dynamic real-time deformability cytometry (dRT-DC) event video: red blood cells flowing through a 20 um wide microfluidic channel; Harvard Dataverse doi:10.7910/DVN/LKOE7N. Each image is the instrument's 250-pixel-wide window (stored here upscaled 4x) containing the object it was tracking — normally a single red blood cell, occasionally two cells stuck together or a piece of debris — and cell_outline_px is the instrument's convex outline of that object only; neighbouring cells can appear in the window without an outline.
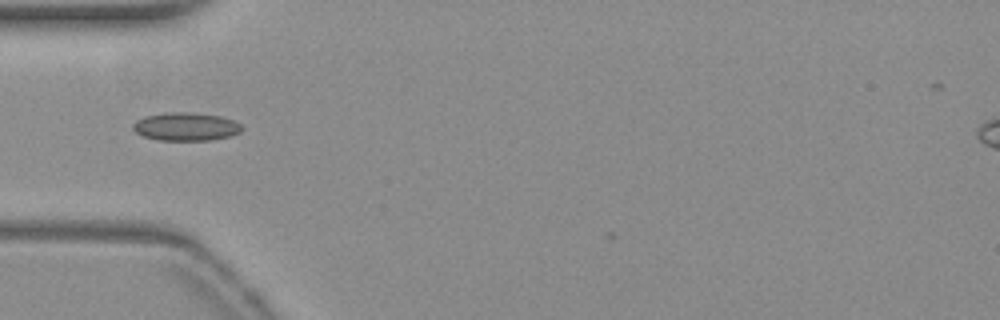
{"species": "common noctule bat (a hibernating species)", "species_latin": "Nyctalus noctula", "temperature_condition": "warm", "stored_images_in_passage": 37, "camera_frame_rate_fps": 3000, "um_per_image_px": 0.085, "animal": {"sex": "female", "body_mass_g": 19.3, "forearm_length_mm": 54.1}, "frame": {"image": 1, "passage_image": 3, "time_ms": 0.667, "image_size_px": [1000, 320], "cell_outline_px": [[244, 128], [240, 132], [228, 136], [212, 140], [160, 140], [144, 136], [136, 132], [132, 128], [132, 124], [136, 120], [144, 116], [168, 112], [188, 112], [220, 116], [232, 120], [240, 124]], "centroid_in_image_um": [15.78, 10.76], "position_along_channel_um": 69.2, "area_um2": 17.8}}
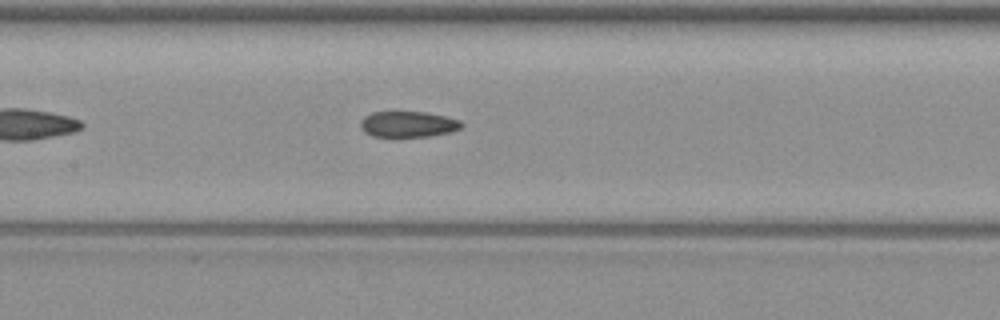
{"frame": {"image": 2, "passage_image": 11, "time_ms": 3.333, "image_size_px": [1000, 320], "cell_outline_px": [[464, 124], [460, 128], [448, 132], [428, 136], [396, 140], [372, 136], [364, 132], [360, 124], [360, 120], [364, 116], [372, 112], [388, 108], [424, 112], [444, 116], [460, 120]], "centroid_in_image_um": [34.57, 10.55], "position_along_channel_um": 172.8, "area_um2": 16.59}}
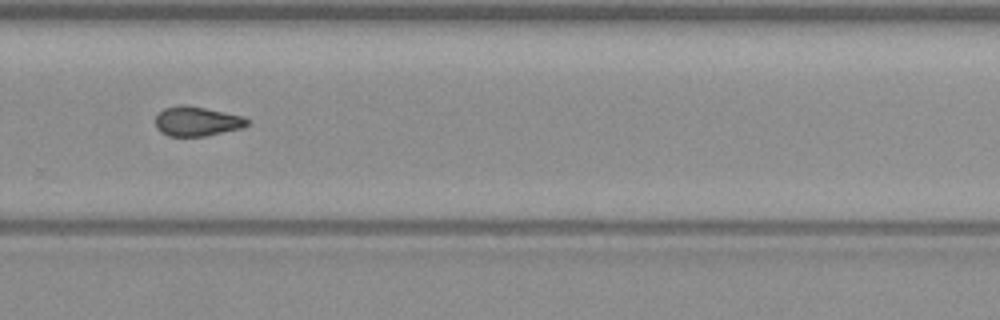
{"frame": {"image": 3, "passage_image": 22, "time_ms": 7.0, "image_size_px": [1000, 320], "cell_outline_px": [[248, 124], [240, 128], [204, 136], [168, 136], [160, 132], [156, 128], [156, 116], [164, 108], [180, 104], [184, 104], [224, 112], [240, 116], [248, 120]], "centroid_in_image_um": [16.67, 10.31], "position_along_channel_um": 313.1, "area_um2": 15.55}, "authors_computed_cell_mechanics": {"area_um2": 15.6638, "velocity_mm_per_s": 3.8492, "shape_relaxation_time_tau1_ms": null, "shape_relaxation_time_tau2_ms": 1.856, "deformation_change_tau1": null, "deformation_change_tau2": 0.0637}}